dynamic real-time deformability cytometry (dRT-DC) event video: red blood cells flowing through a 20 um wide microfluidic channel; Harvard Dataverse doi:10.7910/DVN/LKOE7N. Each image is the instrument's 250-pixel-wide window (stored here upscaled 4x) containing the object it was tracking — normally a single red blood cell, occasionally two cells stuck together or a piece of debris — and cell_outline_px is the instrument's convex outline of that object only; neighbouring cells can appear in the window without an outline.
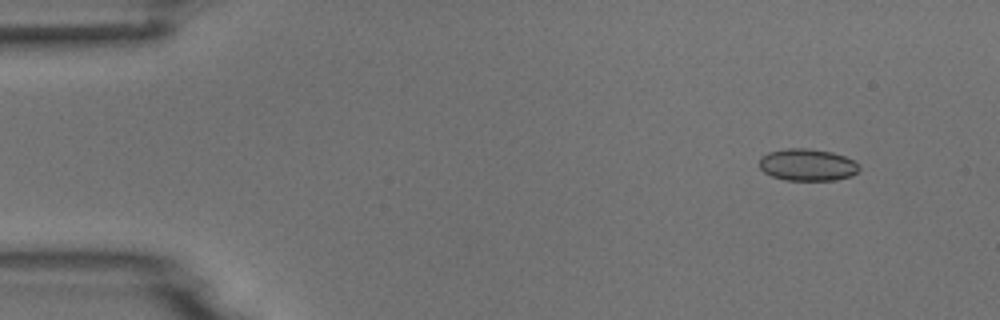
{"species": "common noctule bat (a hibernating species)", "species_latin": "Nyctalus noctula", "temperature_condition": "room temperature", "stored_images_in_passage": 6, "camera_frame_rate_fps": 3000, "um_per_image_px": 0.085, "animal": {"sex": "male", "body_mass_g": 18.8}, "frame": {"image": 1, "passage_image": 1, "time_ms": 0.0, "image_size_px": [1000, 320], "cell_outline_px": [[860, 168], [852, 176], [836, 180], [784, 180], [772, 176], [764, 172], [760, 168], [760, 156], [768, 152], [788, 148], [808, 148], [832, 152], [844, 156], [852, 160]], "centroid_in_image_um": [68.6, 14.01], "position_along_channel_um": 16.4, "area_um2": 18.61}}
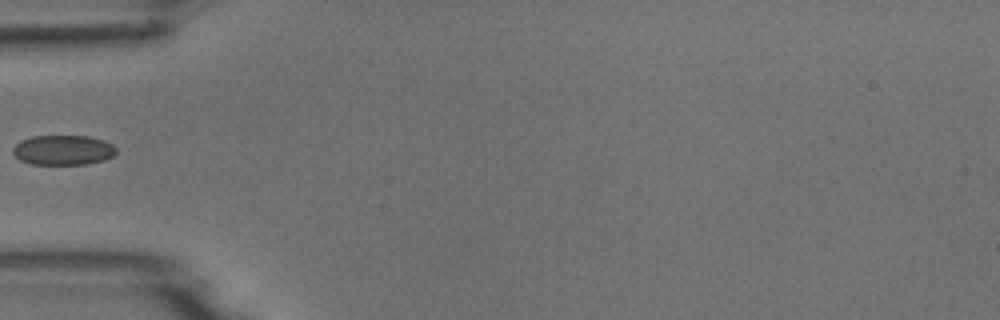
{"frame": {"image": 2, "passage_image": 4, "time_ms": 4.333, "image_size_px": [1000, 320], "cell_outline_px": [[116, 152], [112, 156], [104, 160], [88, 164], [32, 164], [20, 160], [12, 152], [12, 148], [20, 140], [32, 136], [88, 136], [104, 140], [112, 144], [116, 148]], "centroid_in_image_um": [5.36, 12.75], "position_along_channel_um": 79.6, "area_um2": 18.03}}